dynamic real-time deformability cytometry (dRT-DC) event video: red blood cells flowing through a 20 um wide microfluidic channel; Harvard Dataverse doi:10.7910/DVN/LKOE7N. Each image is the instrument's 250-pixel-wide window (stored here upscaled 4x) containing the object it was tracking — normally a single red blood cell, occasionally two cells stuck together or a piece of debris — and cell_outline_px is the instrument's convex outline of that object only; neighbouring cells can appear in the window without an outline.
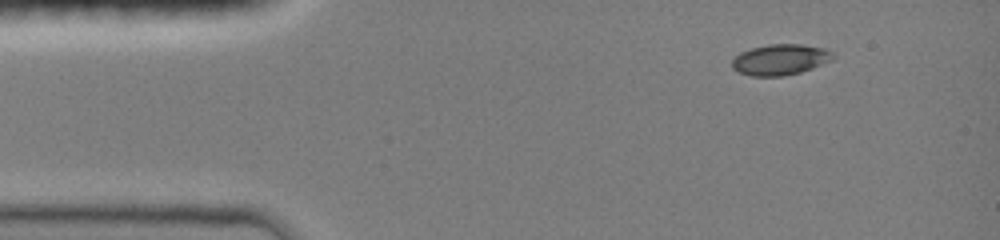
{"species": "common noctule bat (a hibernating species)", "species_latin": "Nyctalus noctula", "temperature_condition": "room temperature", "stored_images_in_passage": 4, "camera_frame_rate_fps": 3000, "um_per_image_px": 0.085, "animal": {"sex": "female", "body_mass_g": 19.0, "forearm_length_mm": 51.5}, "frame": {"image": 1, "passage_image": 1, "time_ms": 0.0, "image_size_px": [1000, 240], "cell_outline_px": [[836, 56], [832, 60], [812, 68], [800, 72], [784, 76], [752, 76], [740, 72], [732, 68], [732, 60], [740, 52], [752, 48], [768, 44], [800, 44], [824, 48], [832, 52]], "centroid_in_image_um": [66.33, 5.06], "position_along_channel_um": 18.7, "area_um2": 18.09}}
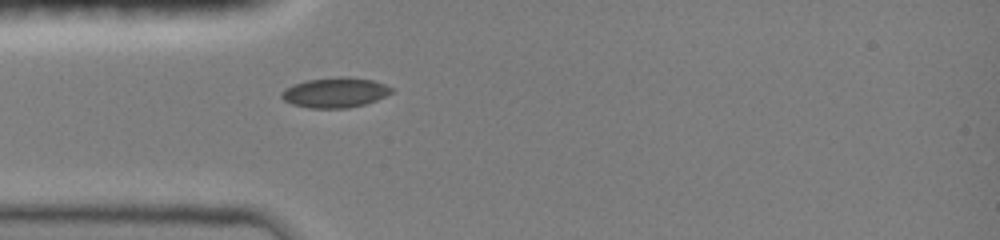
{"frame": {"image": 2, "passage_image": 4, "time_ms": 2.667, "image_size_px": [1000, 240], "cell_outline_px": [[392, 92], [376, 100], [364, 104], [348, 108], [308, 108], [292, 104], [284, 100], [280, 96], [280, 92], [292, 84], [308, 80], [340, 76], [348, 76], [372, 80], [384, 84], [392, 88]], "centroid_in_image_um": [28.45, 7.86], "position_along_channel_um": 56.6, "area_um2": 19.25}}